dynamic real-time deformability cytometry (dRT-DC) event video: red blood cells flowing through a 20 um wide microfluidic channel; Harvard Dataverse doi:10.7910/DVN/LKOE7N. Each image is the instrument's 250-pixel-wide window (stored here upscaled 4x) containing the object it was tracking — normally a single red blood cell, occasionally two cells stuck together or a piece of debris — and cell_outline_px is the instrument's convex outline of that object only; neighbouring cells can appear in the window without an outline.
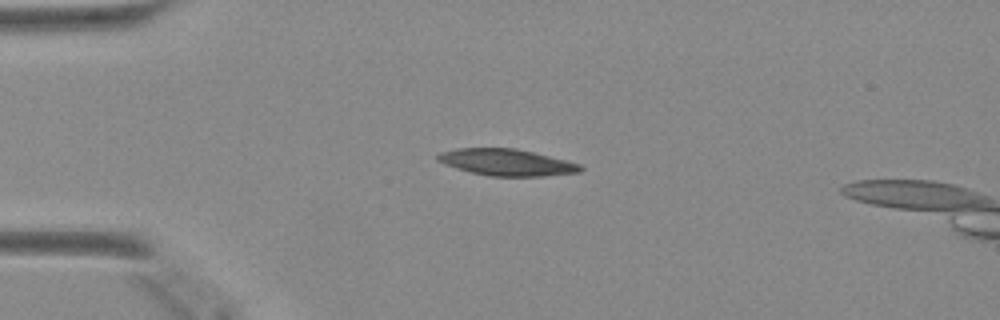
{"species": "Egyptian fruit bat (a non-hibernating species)", "species_latin": "Rousettus aegyptiacus", "temperature_condition": "warm", "stored_images_in_passage": 15, "camera_frame_rate_fps": 3000, "um_per_image_px": 0.085, "animal": {"sex": "female"}, "frame": {"image": 1, "passage_image": 11, "time_ms": 3.333, "image_size_px": [1000, 320], "cell_outline_px": [[584, 168], [580, 172], [544, 176], [488, 176], [456, 168], [444, 164], [436, 160], [436, 156], [440, 152], [456, 148], [516, 148], [580, 164]], "centroid_in_image_um": [43.03, 13.8], "position_along_channel_um": 42.0, "area_um2": 22.02}}